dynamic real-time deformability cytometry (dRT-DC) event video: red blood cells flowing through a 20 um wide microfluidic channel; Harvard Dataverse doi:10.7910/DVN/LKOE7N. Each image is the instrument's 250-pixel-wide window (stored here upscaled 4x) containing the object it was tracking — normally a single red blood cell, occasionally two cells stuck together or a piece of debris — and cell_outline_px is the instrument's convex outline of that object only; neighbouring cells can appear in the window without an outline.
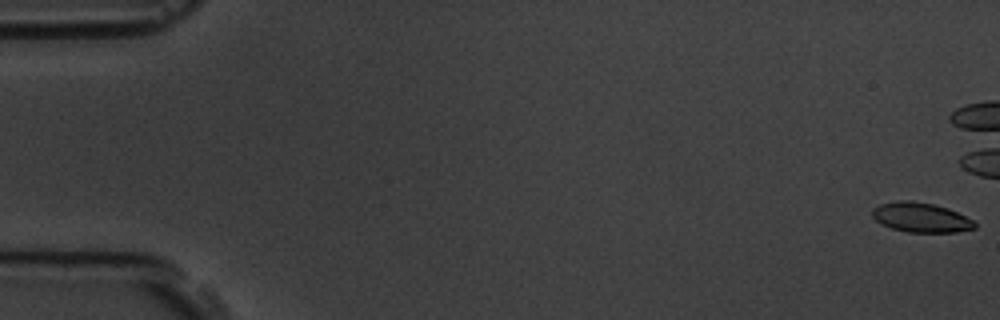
{"species": "common noctule bat (a hibernating species)", "species_latin": "Nyctalus noctula", "temperature_condition": "room temperature", "stored_images_in_passage": 47, "camera_frame_rate_fps": 3000, "um_per_image_px": 0.085, "animal": {"sex": "male", "body_mass_g": 19.5, "forearm_length_mm": 54.6}, "frame": {"image": 1, "passage_image": 1, "time_ms": 0.0, "image_size_px": [1000, 320], "cell_outline_px": [[976, 228], [956, 232], [908, 232], [892, 228], [876, 220], [872, 216], [872, 208], [880, 204], [900, 200], [912, 200], [932, 204], [948, 208], [972, 220], [976, 224]], "centroid_in_image_um": [78.27, 18.48], "position_along_channel_um": 6.7, "area_um2": 17.51}}
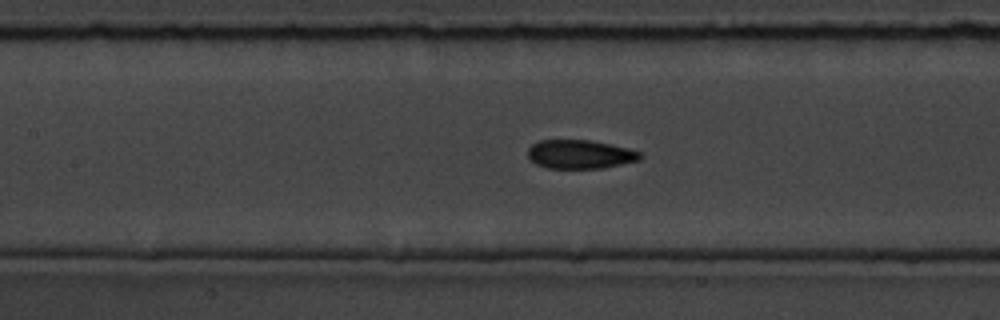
{"frame": {"image": 2, "passage_image": 27, "time_ms": 8.667, "image_size_px": [1000, 320], "cell_outline_px": [[644, 156], [640, 160], [604, 168], [548, 168], [536, 164], [528, 156], [528, 148], [532, 144], [540, 140], [588, 140], [612, 144], [628, 148], [640, 152]], "centroid_in_image_um": [49.33, 13.11], "position_along_channel_um": 158.1, "area_um2": 18.9}}
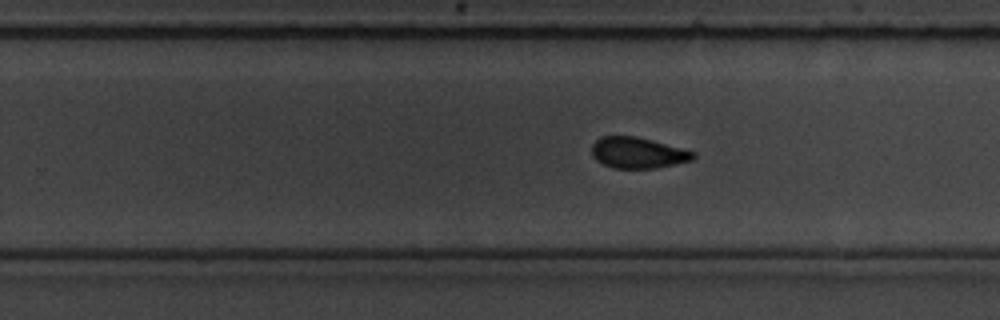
{"frame": {"image": 3, "passage_image": 37, "time_ms": 12.0, "image_size_px": [1000, 320], "cell_outline_px": [[696, 156], [692, 160], [656, 168], [612, 168], [596, 160], [592, 156], [592, 144], [600, 136], [636, 136], [652, 140], [696, 152]], "centroid_in_image_um": [54.2, 12.98], "position_along_channel_um": 275.6, "area_um2": 18.32}}